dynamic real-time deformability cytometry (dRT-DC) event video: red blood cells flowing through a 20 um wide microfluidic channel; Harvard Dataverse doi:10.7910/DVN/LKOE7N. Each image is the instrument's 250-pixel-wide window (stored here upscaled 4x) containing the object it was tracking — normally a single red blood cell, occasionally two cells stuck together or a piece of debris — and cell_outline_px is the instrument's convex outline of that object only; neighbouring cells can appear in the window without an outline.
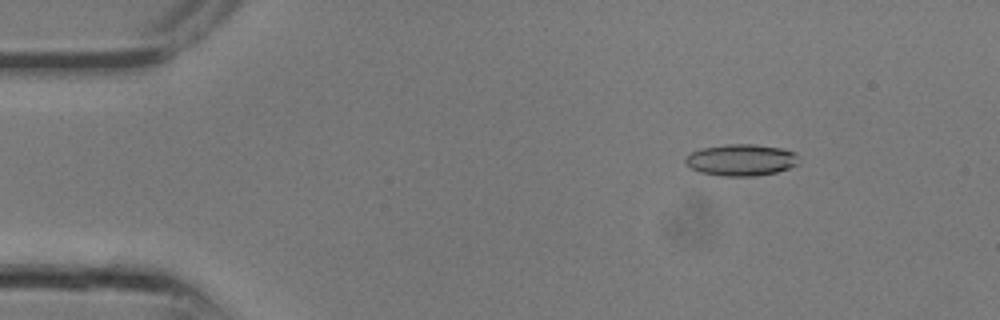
{"species": "common noctule bat (a hibernating species)", "species_latin": "Nyctalus noctula", "temperature_condition": "room temperature", "stored_images_in_passage": 7, "camera_frame_rate_fps": 3000, "um_per_image_px": 0.085, "animal": {"sex": "male", "body_mass_g": 13.3}, "frame": {"image": 1, "passage_image": 1, "time_ms": 0.0, "image_size_px": [1000, 320], "cell_outline_px": [[796, 164], [788, 168], [776, 172], [756, 176], [724, 176], [700, 172], [684, 164], [684, 156], [700, 148], [728, 144], [756, 144], [780, 148], [796, 152]], "centroid_in_image_um": [62.94, 13.59], "position_along_channel_um": 22.1, "area_um2": 20.87}}
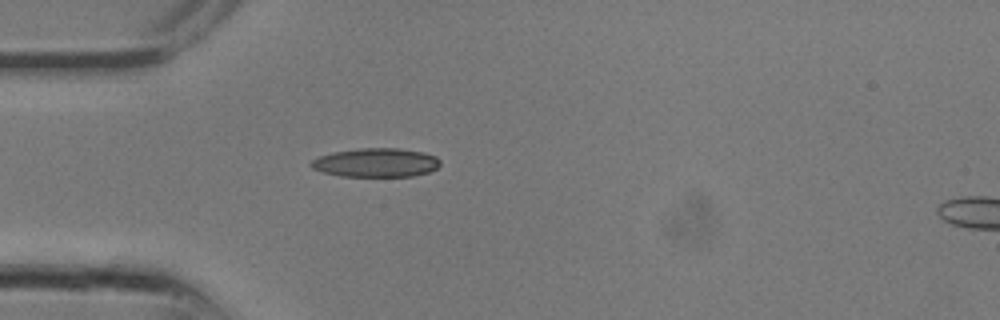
{"frame": {"image": 2, "passage_image": 5, "time_ms": 1.333, "image_size_px": [1000, 320], "cell_outline_px": [[440, 164], [436, 168], [428, 172], [412, 176], [340, 176], [324, 172], [312, 168], [308, 164], [312, 160], [320, 156], [332, 152], [360, 148], [400, 148], [424, 152], [436, 156], [440, 160]], "centroid_in_image_um": [31.96, 13.81], "position_along_channel_um": 53.0, "area_um2": 21.73}}
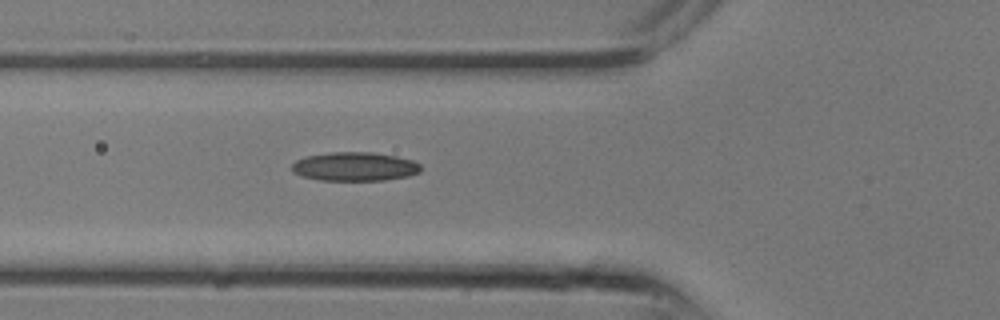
{"frame": {"image": 3, "passage_image": 7, "time_ms": 2.0, "image_size_px": [1000, 320], "cell_outline_px": [[420, 172], [408, 176], [384, 180], [320, 180], [304, 176], [292, 172], [292, 164], [296, 160], [304, 156], [328, 152], [372, 152], [396, 156], [412, 160], [420, 164]], "centroid_in_image_um": [30.14, 14.15], "position_along_channel_um": 95.7, "area_um2": 21.68}}